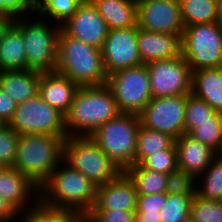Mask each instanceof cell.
I'll return each mask as SVG.
<instances>
[{"mask_svg":"<svg viewBox=\"0 0 222 222\" xmlns=\"http://www.w3.org/2000/svg\"><path fill=\"white\" fill-rule=\"evenodd\" d=\"M218 156L222 158V149H221V151L218 153Z\"/></svg>","mask_w":222,"mask_h":222,"instance_id":"49","label":"cell"},{"mask_svg":"<svg viewBox=\"0 0 222 222\" xmlns=\"http://www.w3.org/2000/svg\"><path fill=\"white\" fill-rule=\"evenodd\" d=\"M77 222H89L85 217H80Z\"/></svg>","mask_w":222,"mask_h":222,"instance_id":"46","label":"cell"},{"mask_svg":"<svg viewBox=\"0 0 222 222\" xmlns=\"http://www.w3.org/2000/svg\"><path fill=\"white\" fill-rule=\"evenodd\" d=\"M106 85L110 88L121 113L138 115L152 99L146 64L109 74Z\"/></svg>","mask_w":222,"mask_h":222,"instance_id":"10","label":"cell"},{"mask_svg":"<svg viewBox=\"0 0 222 222\" xmlns=\"http://www.w3.org/2000/svg\"><path fill=\"white\" fill-rule=\"evenodd\" d=\"M166 201V193L152 195H138L136 211H157L161 210Z\"/></svg>","mask_w":222,"mask_h":222,"instance_id":"40","label":"cell"},{"mask_svg":"<svg viewBox=\"0 0 222 222\" xmlns=\"http://www.w3.org/2000/svg\"><path fill=\"white\" fill-rule=\"evenodd\" d=\"M195 194L206 200L220 201L222 196L221 157L217 156L204 173L196 178Z\"/></svg>","mask_w":222,"mask_h":222,"instance_id":"28","label":"cell"},{"mask_svg":"<svg viewBox=\"0 0 222 222\" xmlns=\"http://www.w3.org/2000/svg\"><path fill=\"white\" fill-rule=\"evenodd\" d=\"M14 24L23 36L27 69L40 73L55 72L61 26L54 22L50 23L35 13L33 17L32 14L17 16Z\"/></svg>","mask_w":222,"mask_h":222,"instance_id":"5","label":"cell"},{"mask_svg":"<svg viewBox=\"0 0 222 222\" xmlns=\"http://www.w3.org/2000/svg\"><path fill=\"white\" fill-rule=\"evenodd\" d=\"M15 18L0 12V41L5 35L6 31L10 28V26L14 23Z\"/></svg>","mask_w":222,"mask_h":222,"instance_id":"44","label":"cell"},{"mask_svg":"<svg viewBox=\"0 0 222 222\" xmlns=\"http://www.w3.org/2000/svg\"><path fill=\"white\" fill-rule=\"evenodd\" d=\"M18 212L0 196V222H14Z\"/></svg>","mask_w":222,"mask_h":222,"instance_id":"42","label":"cell"},{"mask_svg":"<svg viewBox=\"0 0 222 222\" xmlns=\"http://www.w3.org/2000/svg\"><path fill=\"white\" fill-rule=\"evenodd\" d=\"M20 135L5 124L0 128V167H12Z\"/></svg>","mask_w":222,"mask_h":222,"instance_id":"36","label":"cell"},{"mask_svg":"<svg viewBox=\"0 0 222 222\" xmlns=\"http://www.w3.org/2000/svg\"><path fill=\"white\" fill-rule=\"evenodd\" d=\"M196 179L180 168H176L167 176L166 193L195 194Z\"/></svg>","mask_w":222,"mask_h":222,"instance_id":"37","label":"cell"},{"mask_svg":"<svg viewBox=\"0 0 222 222\" xmlns=\"http://www.w3.org/2000/svg\"><path fill=\"white\" fill-rule=\"evenodd\" d=\"M138 28L137 25L108 31L101 49L107 75L143 64L137 43Z\"/></svg>","mask_w":222,"mask_h":222,"instance_id":"13","label":"cell"},{"mask_svg":"<svg viewBox=\"0 0 222 222\" xmlns=\"http://www.w3.org/2000/svg\"><path fill=\"white\" fill-rule=\"evenodd\" d=\"M5 124L0 120V128H2Z\"/></svg>","mask_w":222,"mask_h":222,"instance_id":"48","label":"cell"},{"mask_svg":"<svg viewBox=\"0 0 222 222\" xmlns=\"http://www.w3.org/2000/svg\"><path fill=\"white\" fill-rule=\"evenodd\" d=\"M218 112L192 93L186 97L184 133L189 134L199 123L211 121Z\"/></svg>","mask_w":222,"mask_h":222,"instance_id":"32","label":"cell"},{"mask_svg":"<svg viewBox=\"0 0 222 222\" xmlns=\"http://www.w3.org/2000/svg\"><path fill=\"white\" fill-rule=\"evenodd\" d=\"M9 127L19 135L46 134L66 139L65 115L46 103L37 93L17 105Z\"/></svg>","mask_w":222,"mask_h":222,"instance_id":"9","label":"cell"},{"mask_svg":"<svg viewBox=\"0 0 222 222\" xmlns=\"http://www.w3.org/2000/svg\"><path fill=\"white\" fill-rule=\"evenodd\" d=\"M189 222H222V203L195 194L190 204Z\"/></svg>","mask_w":222,"mask_h":222,"instance_id":"34","label":"cell"},{"mask_svg":"<svg viewBox=\"0 0 222 222\" xmlns=\"http://www.w3.org/2000/svg\"><path fill=\"white\" fill-rule=\"evenodd\" d=\"M136 3H141V2H145V1H148V0H135Z\"/></svg>","mask_w":222,"mask_h":222,"instance_id":"47","label":"cell"},{"mask_svg":"<svg viewBox=\"0 0 222 222\" xmlns=\"http://www.w3.org/2000/svg\"><path fill=\"white\" fill-rule=\"evenodd\" d=\"M185 26L219 22L218 0H179Z\"/></svg>","mask_w":222,"mask_h":222,"instance_id":"25","label":"cell"},{"mask_svg":"<svg viewBox=\"0 0 222 222\" xmlns=\"http://www.w3.org/2000/svg\"><path fill=\"white\" fill-rule=\"evenodd\" d=\"M175 139L168 134L145 128L140 124L137 134V144L134 165L141 164L148 156L158 151L169 149Z\"/></svg>","mask_w":222,"mask_h":222,"instance_id":"26","label":"cell"},{"mask_svg":"<svg viewBox=\"0 0 222 222\" xmlns=\"http://www.w3.org/2000/svg\"><path fill=\"white\" fill-rule=\"evenodd\" d=\"M17 104L0 88V120L4 124H9L12 120Z\"/></svg>","mask_w":222,"mask_h":222,"instance_id":"41","label":"cell"},{"mask_svg":"<svg viewBox=\"0 0 222 222\" xmlns=\"http://www.w3.org/2000/svg\"><path fill=\"white\" fill-rule=\"evenodd\" d=\"M175 146L177 167L191 174L195 179L203 174L218 156L209 146L202 144L186 133L175 140Z\"/></svg>","mask_w":222,"mask_h":222,"instance_id":"19","label":"cell"},{"mask_svg":"<svg viewBox=\"0 0 222 222\" xmlns=\"http://www.w3.org/2000/svg\"><path fill=\"white\" fill-rule=\"evenodd\" d=\"M63 161L97 186L114 180L122 173L90 136H67Z\"/></svg>","mask_w":222,"mask_h":222,"instance_id":"7","label":"cell"},{"mask_svg":"<svg viewBox=\"0 0 222 222\" xmlns=\"http://www.w3.org/2000/svg\"><path fill=\"white\" fill-rule=\"evenodd\" d=\"M195 194H169L160 210L161 222H189L190 204Z\"/></svg>","mask_w":222,"mask_h":222,"instance_id":"31","label":"cell"},{"mask_svg":"<svg viewBox=\"0 0 222 222\" xmlns=\"http://www.w3.org/2000/svg\"><path fill=\"white\" fill-rule=\"evenodd\" d=\"M79 86L58 72L41 73L38 94L53 108L66 115Z\"/></svg>","mask_w":222,"mask_h":222,"instance_id":"20","label":"cell"},{"mask_svg":"<svg viewBox=\"0 0 222 222\" xmlns=\"http://www.w3.org/2000/svg\"><path fill=\"white\" fill-rule=\"evenodd\" d=\"M0 12L14 18L23 14H34V0H0Z\"/></svg>","mask_w":222,"mask_h":222,"instance_id":"39","label":"cell"},{"mask_svg":"<svg viewBox=\"0 0 222 222\" xmlns=\"http://www.w3.org/2000/svg\"><path fill=\"white\" fill-rule=\"evenodd\" d=\"M0 196L19 213L39 201V187L15 168L0 167Z\"/></svg>","mask_w":222,"mask_h":222,"instance_id":"16","label":"cell"},{"mask_svg":"<svg viewBox=\"0 0 222 222\" xmlns=\"http://www.w3.org/2000/svg\"><path fill=\"white\" fill-rule=\"evenodd\" d=\"M138 193L133 181L122 172L117 178L97 186L92 210L136 211Z\"/></svg>","mask_w":222,"mask_h":222,"instance_id":"17","label":"cell"},{"mask_svg":"<svg viewBox=\"0 0 222 222\" xmlns=\"http://www.w3.org/2000/svg\"><path fill=\"white\" fill-rule=\"evenodd\" d=\"M109 30L137 26L135 0H91Z\"/></svg>","mask_w":222,"mask_h":222,"instance_id":"23","label":"cell"},{"mask_svg":"<svg viewBox=\"0 0 222 222\" xmlns=\"http://www.w3.org/2000/svg\"><path fill=\"white\" fill-rule=\"evenodd\" d=\"M218 8H219V23L222 24V0H218Z\"/></svg>","mask_w":222,"mask_h":222,"instance_id":"45","label":"cell"},{"mask_svg":"<svg viewBox=\"0 0 222 222\" xmlns=\"http://www.w3.org/2000/svg\"><path fill=\"white\" fill-rule=\"evenodd\" d=\"M82 1L83 0H34V13L50 22L55 20L54 23L61 26L72 16Z\"/></svg>","mask_w":222,"mask_h":222,"instance_id":"30","label":"cell"},{"mask_svg":"<svg viewBox=\"0 0 222 222\" xmlns=\"http://www.w3.org/2000/svg\"><path fill=\"white\" fill-rule=\"evenodd\" d=\"M41 73L33 70L0 71V88L18 105L38 93Z\"/></svg>","mask_w":222,"mask_h":222,"instance_id":"21","label":"cell"},{"mask_svg":"<svg viewBox=\"0 0 222 222\" xmlns=\"http://www.w3.org/2000/svg\"><path fill=\"white\" fill-rule=\"evenodd\" d=\"M191 93L222 113V67L193 71Z\"/></svg>","mask_w":222,"mask_h":222,"instance_id":"22","label":"cell"},{"mask_svg":"<svg viewBox=\"0 0 222 222\" xmlns=\"http://www.w3.org/2000/svg\"><path fill=\"white\" fill-rule=\"evenodd\" d=\"M152 98L189 95L192 70L182 55L146 64Z\"/></svg>","mask_w":222,"mask_h":222,"instance_id":"11","label":"cell"},{"mask_svg":"<svg viewBox=\"0 0 222 222\" xmlns=\"http://www.w3.org/2000/svg\"><path fill=\"white\" fill-rule=\"evenodd\" d=\"M27 58L21 30L13 23L0 41V71L26 70Z\"/></svg>","mask_w":222,"mask_h":222,"instance_id":"24","label":"cell"},{"mask_svg":"<svg viewBox=\"0 0 222 222\" xmlns=\"http://www.w3.org/2000/svg\"><path fill=\"white\" fill-rule=\"evenodd\" d=\"M138 50L143 64L181 55V36L138 28Z\"/></svg>","mask_w":222,"mask_h":222,"instance_id":"18","label":"cell"},{"mask_svg":"<svg viewBox=\"0 0 222 222\" xmlns=\"http://www.w3.org/2000/svg\"><path fill=\"white\" fill-rule=\"evenodd\" d=\"M120 113L106 84L79 87L65 115L68 136H91L101 125Z\"/></svg>","mask_w":222,"mask_h":222,"instance_id":"2","label":"cell"},{"mask_svg":"<svg viewBox=\"0 0 222 222\" xmlns=\"http://www.w3.org/2000/svg\"><path fill=\"white\" fill-rule=\"evenodd\" d=\"M141 165L164 174H169L177 168V150L175 143L169 148L148 156Z\"/></svg>","mask_w":222,"mask_h":222,"instance_id":"35","label":"cell"},{"mask_svg":"<svg viewBox=\"0 0 222 222\" xmlns=\"http://www.w3.org/2000/svg\"><path fill=\"white\" fill-rule=\"evenodd\" d=\"M79 218L73 211L50 208L38 201L33 207L19 212L14 222H77Z\"/></svg>","mask_w":222,"mask_h":222,"instance_id":"29","label":"cell"},{"mask_svg":"<svg viewBox=\"0 0 222 222\" xmlns=\"http://www.w3.org/2000/svg\"><path fill=\"white\" fill-rule=\"evenodd\" d=\"M85 218L89 222H136L135 211L91 210Z\"/></svg>","mask_w":222,"mask_h":222,"instance_id":"38","label":"cell"},{"mask_svg":"<svg viewBox=\"0 0 222 222\" xmlns=\"http://www.w3.org/2000/svg\"><path fill=\"white\" fill-rule=\"evenodd\" d=\"M136 222H161L160 210L157 211H135Z\"/></svg>","mask_w":222,"mask_h":222,"instance_id":"43","label":"cell"},{"mask_svg":"<svg viewBox=\"0 0 222 222\" xmlns=\"http://www.w3.org/2000/svg\"><path fill=\"white\" fill-rule=\"evenodd\" d=\"M97 185L64 161L39 187V201L50 208L66 209L85 217L93 208Z\"/></svg>","mask_w":222,"mask_h":222,"instance_id":"1","label":"cell"},{"mask_svg":"<svg viewBox=\"0 0 222 222\" xmlns=\"http://www.w3.org/2000/svg\"><path fill=\"white\" fill-rule=\"evenodd\" d=\"M181 46V55L192 72L222 67V24L216 22L185 26Z\"/></svg>","mask_w":222,"mask_h":222,"instance_id":"8","label":"cell"},{"mask_svg":"<svg viewBox=\"0 0 222 222\" xmlns=\"http://www.w3.org/2000/svg\"><path fill=\"white\" fill-rule=\"evenodd\" d=\"M137 13L139 28L182 37L184 24L179 0H148L137 3Z\"/></svg>","mask_w":222,"mask_h":222,"instance_id":"14","label":"cell"},{"mask_svg":"<svg viewBox=\"0 0 222 222\" xmlns=\"http://www.w3.org/2000/svg\"><path fill=\"white\" fill-rule=\"evenodd\" d=\"M64 140L46 134H21L12 167L42 186L63 161Z\"/></svg>","mask_w":222,"mask_h":222,"instance_id":"4","label":"cell"},{"mask_svg":"<svg viewBox=\"0 0 222 222\" xmlns=\"http://www.w3.org/2000/svg\"><path fill=\"white\" fill-rule=\"evenodd\" d=\"M140 120L137 114L120 113L101 125L90 137L122 171L134 165Z\"/></svg>","mask_w":222,"mask_h":222,"instance_id":"6","label":"cell"},{"mask_svg":"<svg viewBox=\"0 0 222 222\" xmlns=\"http://www.w3.org/2000/svg\"><path fill=\"white\" fill-rule=\"evenodd\" d=\"M189 135L218 154L222 149V113L218 112L211 121L199 123Z\"/></svg>","mask_w":222,"mask_h":222,"instance_id":"33","label":"cell"},{"mask_svg":"<svg viewBox=\"0 0 222 222\" xmlns=\"http://www.w3.org/2000/svg\"><path fill=\"white\" fill-rule=\"evenodd\" d=\"M56 72L79 87L104 85L108 77L102 50L72 38L62 29L58 39Z\"/></svg>","mask_w":222,"mask_h":222,"instance_id":"3","label":"cell"},{"mask_svg":"<svg viewBox=\"0 0 222 222\" xmlns=\"http://www.w3.org/2000/svg\"><path fill=\"white\" fill-rule=\"evenodd\" d=\"M61 28L72 38L99 49H102L109 31L91 0H83Z\"/></svg>","mask_w":222,"mask_h":222,"instance_id":"15","label":"cell"},{"mask_svg":"<svg viewBox=\"0 0 222 222\" xmlns=\"http://www.w3.org/2000/svg\"><path fill=\"white\" fill-rule=\"evenodd\" d=\"M125 173L135 184L138 195L166 193L168 174L145 169L141 164L133 165Z\"/></svg>","mask_w":222,"mask_h":222,"instance_id":"27","label":"cell"},{"mask_svg":"<svg viewBox=\"0 0 222 222\" xmlns=\"http://www.w3.org/2000/svg\"><path fill=\"white\" fill-rule=\"evenodd\" d=\"M187 95L152 98L138 114L140 124L175 140L184 134Z\"/></svg>","mask_w":222,"mask_h":222,"instance_id":"12","label":"cell"}]
</instances>
